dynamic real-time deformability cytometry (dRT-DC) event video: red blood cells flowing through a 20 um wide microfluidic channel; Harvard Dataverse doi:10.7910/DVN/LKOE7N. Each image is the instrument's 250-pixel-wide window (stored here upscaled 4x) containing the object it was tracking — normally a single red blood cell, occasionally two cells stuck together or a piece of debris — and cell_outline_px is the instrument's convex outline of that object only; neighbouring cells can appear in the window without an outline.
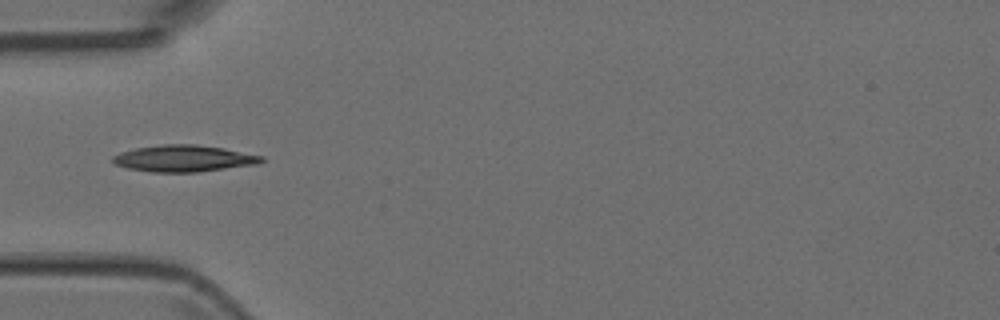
{"species": "Egyptian fruit bat (a non-hibernating species)", "species_latin": "Rousettus aegyptiacus", "temperature_condition": "room temperature", "stored_images_in_passage": 2, "camera_frame_rate_fps": 3000, "um_per_image_px": 0.085, "animal": {"sex": "female"}, "frame": {"image": 1, "passage_image": 1, "time_ms": 0.0, "image_size_px": [1000, 320], "cell_outline_px": [[264, 160], [256, 164], [196, 172], [152, 172], [128, 168], [116, 164], [112, 160], [112, 156], [120, 152], [136, 148], [164, 144], [196, 144], [224, 148], [264, 156]], "centroid_in_image_um": [15.62, 13.46], "position_along_channel_um": 69.4, "area_um2": 22.89}}
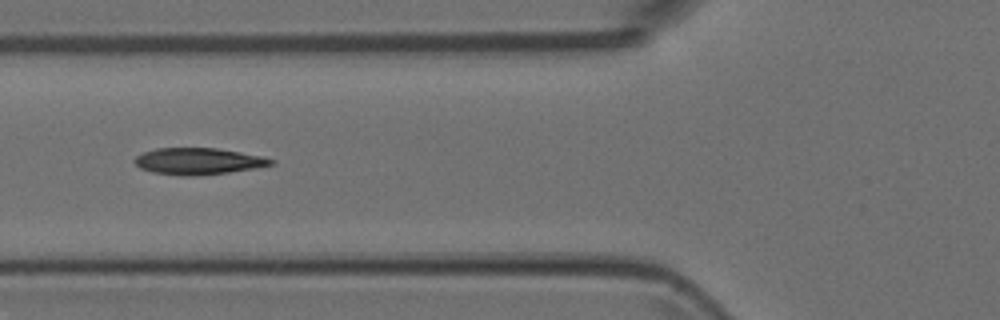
{"frame": {"image": 2, "passage_image": 2, "time_ms": 0.333, "image_size_px": [1000, 320], "cell_outline_px": [[276, 164], [228, 172], [192, 176], [180, 176], [152, 172], [140, 168], [132, 160], [136, 156], [144, 152], [156, 148], [216, 148], [264, 156], [276, 160]], "centroid_in_image_um": [16.85, 13.7], "position_along_channel_um": 108.9, "area_um2": 21.15}}